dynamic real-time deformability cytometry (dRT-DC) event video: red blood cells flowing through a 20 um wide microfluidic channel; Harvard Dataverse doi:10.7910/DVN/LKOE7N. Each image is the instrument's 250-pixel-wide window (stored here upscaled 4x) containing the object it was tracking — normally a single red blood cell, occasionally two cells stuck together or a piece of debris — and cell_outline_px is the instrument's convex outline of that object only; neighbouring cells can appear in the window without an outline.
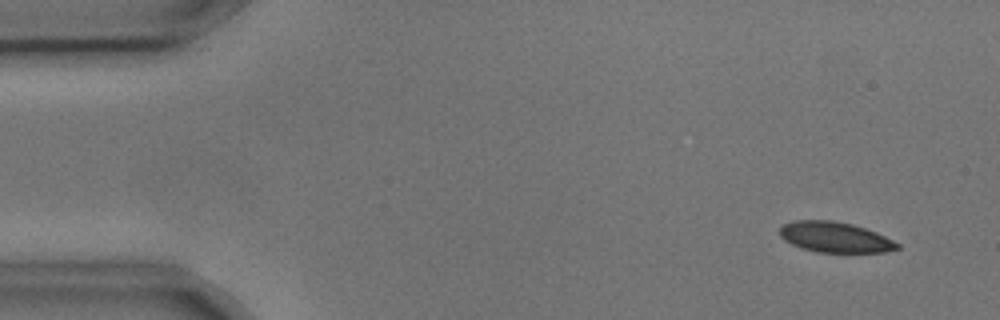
{"species": "common noctule bat (a hibernating species)", "species_latin": "Nyctalus noctula", "temperature_condition": "cold", "stored_images_in_passage": 8, "camera_frame_rate_fps": 3000, "um_per_image_px": 0.085, "animal": {"sex": "male", "body_mass_g": 17.9, "forearm_length_mm": 54.2}, "frame": {"image": 1, "passage_image": 1, "time_ms": 0.0, "image_size_px": [1000, 320], "cell_outline_px": [[900, 248], [884, 252], [816, 252], [792, 244], [784, 240], [780, 236], [780, 228], [784, 224], [796, 220], [832, 220], [852, 224], [876, 232], [900, 244]], "centroid_in_image_um": [70.97, 20.16], "position_along_channel_um": 14.0, "area_um2": 20.69}}
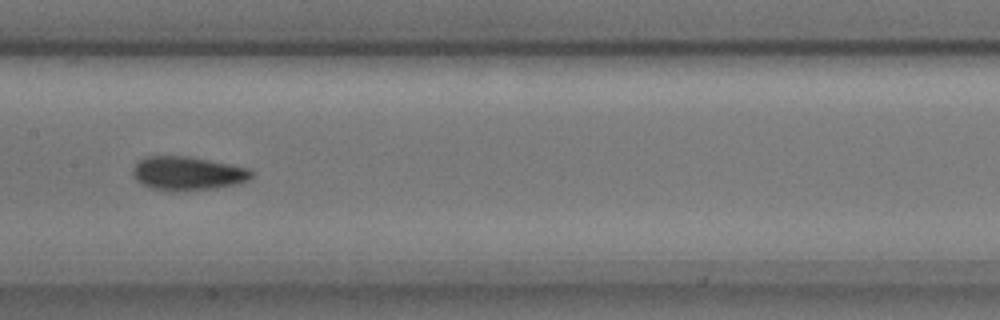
{"frame": {"image": 2, "passage_image": 7, "time_ms": 2.0, "image_size_px": [1000, 320], "cell_outline_px": [[252, 176], [248, 180], [232, 184], [212, 188], [168, 192], [152, 188], [136, 180], [132, 176], [132, 168], [144, 156], [188, 156], [248, 168], [252, 172]], "centroid_in_image_um": [15.87, 14.73], "position_along_channel_um": 191.5, "area_um2": 23.06}}
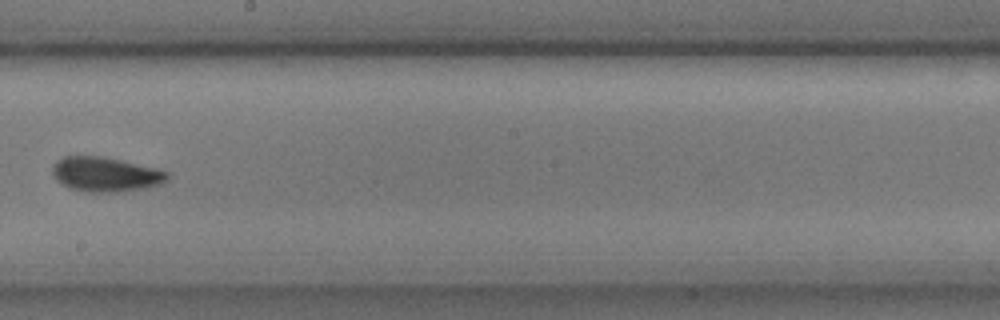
{"frame": {"image": 3, "passage_image": 8, "time_ms": 2.333, "image_size_px": [1000, 320], "cell_outline_px": [[168, 180], [160, 184], [144, 188], [116, 192], [88, 192], [72, 188], [56, 180], [52, 172], [52, 164], [56, 160], [64, 156], [104, 156], [156, 168], [168, 172]], "centroid_in_image_um": [8.96, 14.8], "position_along_channel_um": 239.2, "area_um2": 23.12}}